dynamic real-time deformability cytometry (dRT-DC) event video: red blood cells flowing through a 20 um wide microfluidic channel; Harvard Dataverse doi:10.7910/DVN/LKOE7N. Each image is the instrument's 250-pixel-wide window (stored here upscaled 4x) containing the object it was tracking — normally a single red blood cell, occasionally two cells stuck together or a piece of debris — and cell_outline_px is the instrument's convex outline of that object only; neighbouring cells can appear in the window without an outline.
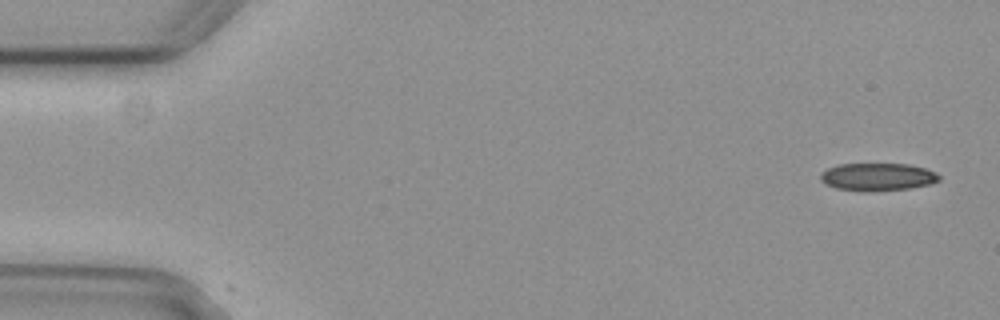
{"species": "common noctule bat (a hibernating species)", "species_latin": "Nyctalus noctula", "temperature_condition": "cold", "stored_images_in_passage": 8, "camera_frame_rate_fps": 3000, "um_per_image_px": 0.085, "animal": {"sex": "female", "body_mass_g": 29.2, "forearm_length_mm": 56.3}, "frame": {"image": 1, "passage_image": 1, "time_ms": 0.0, "image_size_px": [1000, 320], "cell_outline_px": [[940, 180], [928, 184], [908, 188], [864, 192], [836, 188], [820, 180], [820, 172], [828, 168], [840, 164], [908, 164], [924, 168], [936, 172], [940, 176]], "centroid_in_image_um": [74.57, 15.03], "position_along_channel_um": 10.4, "area_um2": 19.02}}
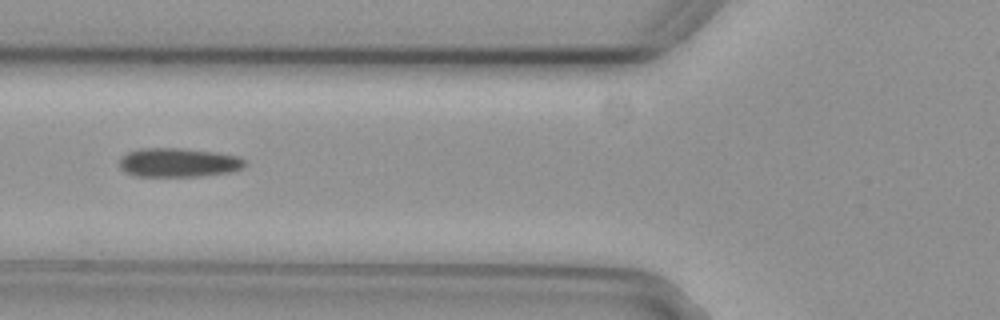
{"frame": {"image": 2, "passage_image": 5, "time_ms": 1.333, "image_size_px": [1000, 320], "cell_outline_px": [[244, 164], [240, 168], [228, 172], [200, 176], [136, 176], [124, 172], [120, 168], [120, 156], [128, 152], [140, 148], [180, 148], [212, 152], [240, 156], [244, 160]], "centroid_in_image_um": [15.1, 13.81], "position_along_channel_um": 110.7, "area_um2": 21.04}}
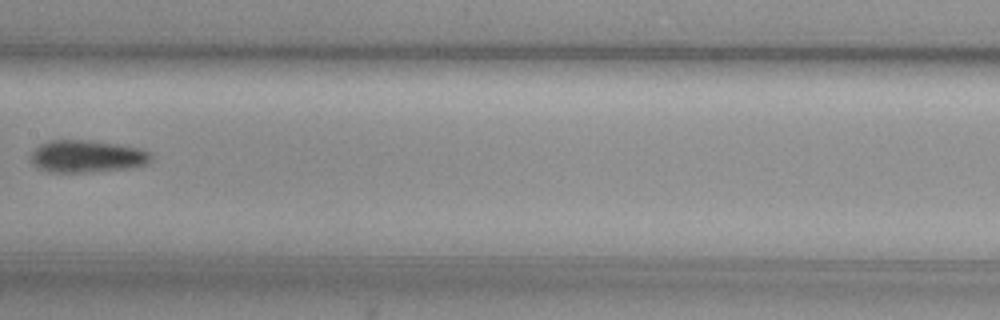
{"frame": {"image": 3, "passage_image": 7, "time_ms": 2.0, "image_size_px": [1000, 320], "cell_outline_px": [[152, 160], [148, 164], [132, 168], [88, 172], [48, 172], [36, 168], [32, 164], [32, 152], [40, 144], [48, 140], [88, 140], [144, 148], [152, 156]], "centroid_in_image_um": [7.42, 13.29], "position_along_channel_um": 200.0, "area_um2": 22.89}}